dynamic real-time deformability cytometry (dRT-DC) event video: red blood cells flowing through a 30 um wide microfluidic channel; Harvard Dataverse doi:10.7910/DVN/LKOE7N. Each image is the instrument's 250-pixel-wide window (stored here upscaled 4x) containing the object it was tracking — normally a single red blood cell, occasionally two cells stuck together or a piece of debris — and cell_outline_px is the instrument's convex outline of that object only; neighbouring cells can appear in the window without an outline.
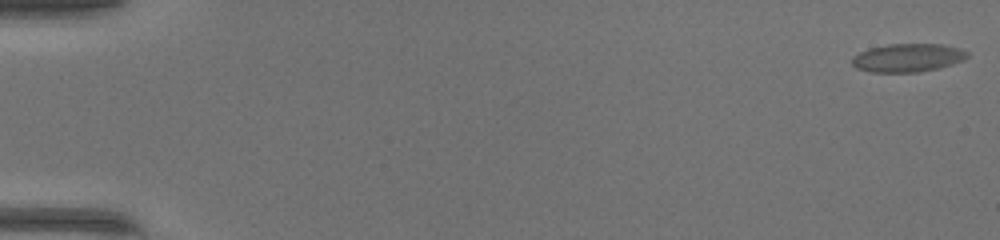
{"species": "common noctule bat (a hibernating species)", "species_latin": "Nyctalus noctula", "temperature_condition": "warm", "stored_images_in_passage": 52, "camera_frame_rate_fps": 3000, "um_per_image_px": 0.085, "animal": {"sex": "female", "body_mass_g": 17.0, "forearm_length_mm": 48.0}, "frame": {"image": 1, "passage_image": 1, "time_ms": 0.0, "image_size_px": [1000, 240], "cell_outline_px": [[968, 56], [964, 60], [952, 64], [936, 68], [916, 72], [872, 72], [856, 68], [852, 64], [852, 56], [868, 48], [888, 44], [944, 44], [968, 52]], "centroid_in_image_um": [77.12, 4.9], "position_along_channel_um": 7.9, "area_um2": 18.9}}
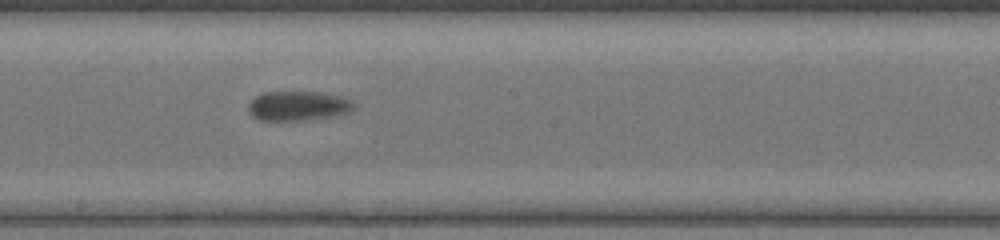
{"frame": {"image": 2, "passage_image": 30, "time_ms": 9.667, "image_size_px": [1000, 240], "cell_outline_px": [[356, 108], [348, 112], [308, 120], [260, 120], [252, 116], [248, 112], [248, 104], [256, 96], [264, 92], [324, 92], [340, 96], [352, 100], [356, 104]], "centroid_in_image_um": [25.34, 8.99], "position_along_channel_um": 222.9, "area_um2": 18.21}}
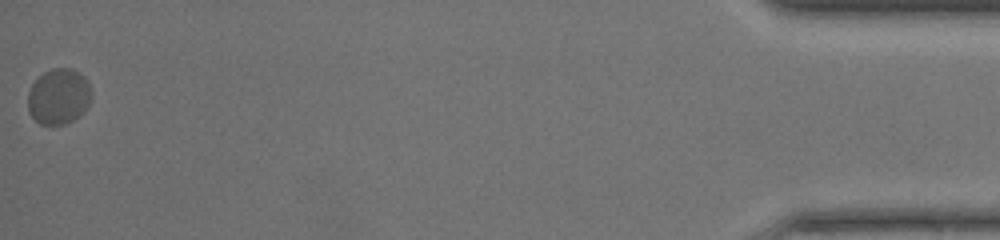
{"frame": {"image": 3, "passage_image": 52, "time_ms": 17.0, "image_size_px": [1000, 240], "cell_outline_px": [[92, 96], [88, 104], [80, 116], [64, 124], [40, 124], [32, 116], [28, 108], [28, 92], [32, 84], [44, 72], [52, 68], [72, 68], [80, 72], [88, 80], [92, 92]], "centroid_in_image_um": [5.01, 8.18], "position_along_channel_um": 430.2, "area_um2": 20.69}}